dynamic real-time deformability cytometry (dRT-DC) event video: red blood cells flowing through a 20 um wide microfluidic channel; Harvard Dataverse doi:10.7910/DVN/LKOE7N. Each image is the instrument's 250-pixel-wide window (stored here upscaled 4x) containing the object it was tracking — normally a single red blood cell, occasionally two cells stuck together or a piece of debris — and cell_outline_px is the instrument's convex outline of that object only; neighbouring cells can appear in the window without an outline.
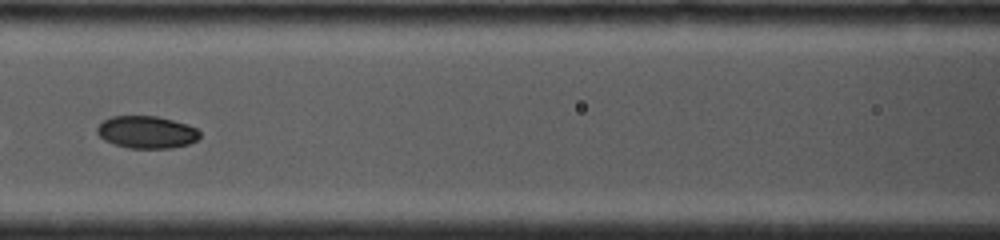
{"species": "common noctule bat (a hibernating species)", "species_latin": "Nyctalus noctula", "temperature_condition": "cold", "stored_images_in_passage": 20, "camera_frame_rate_fps": 4000, "um_per_image_px": 0.085, "animal": {"sex": "female", "body_mass_g": 19.0, "forearm_length_mm": 53.3}, "frame": {"image": 1, "passage_image": 6, "time_ms": 2.5, "image_size_px": [1000, 240], "cell_outline_px": [[200, 136], [196, 140], [188, 144], [172, 148], [128, 148], [104, 140], [96, 132], [96, 128], [104, 120], [112, 116], [156, 116], [188, 124], [196, 128], [200, 132]], "centroid_in_image_um": [12.47, 11.23], "position_along_channel_um": 154.1, "area_um2": 19.31}}